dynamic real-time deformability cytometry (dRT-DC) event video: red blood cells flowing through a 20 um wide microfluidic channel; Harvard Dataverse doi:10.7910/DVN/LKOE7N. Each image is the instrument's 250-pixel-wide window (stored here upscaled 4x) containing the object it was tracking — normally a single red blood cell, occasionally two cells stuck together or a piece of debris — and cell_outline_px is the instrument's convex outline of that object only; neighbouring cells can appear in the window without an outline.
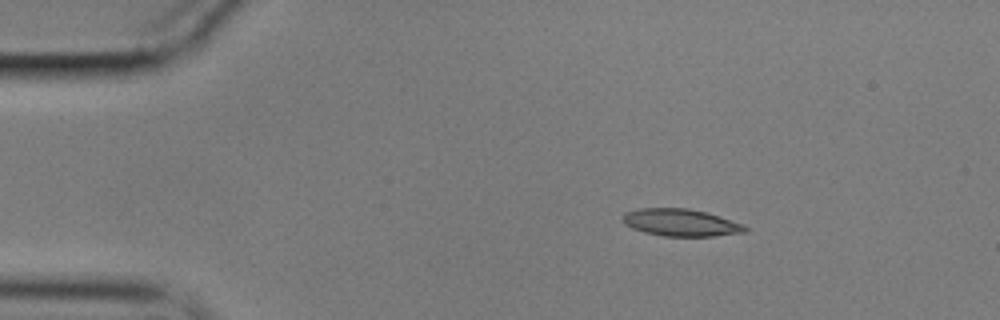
{"species": "common noctule bat (a hibernating species)", "species_latin": "Nyctalus noctula", "temperature_condition": "cold", "stored_images_in_passage": 48, "camera_frame_rate_fps": 3000, "um_per_image_px": 0.085, "animal": {"sex": "male", "body_mass_g": 17.9}, "frame": {"image": 1, "passage_image": 1, "time_ms": 0.0, "image_size_px": [1000, 320], "cell_outline_px": [[748, 232], [712, 236], [664, 236], [644, 232], [632, 228], [624, 224], [620, 220], [620, 216], [624, 212], [640, 208], [688, 208], [708, 212], [744, 224], [748, 228]], "centroid_in_image_um": [57.85, 18.91], "position_along_channel_um": 27.2, "area_um2": 19.77}}
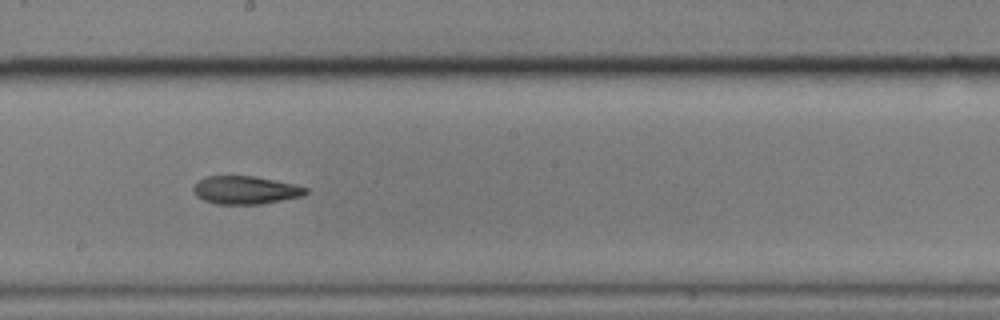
{"frame": {"image": 2, "passage_image": 23, "time_ms": 7.333, "image_size_px": [1000, 320], "cell_outline_px": [[308, 192], [304, 196], [260, 204], [216, 204], [204, 200], [196, 196], [192, 188], [204, 176], [256, 176], [292, 184], [308, 188]], "centroid_in_image_um": [20.86, 16.16], "position_along_channel_um": 227.3, "area_um2": 18.32}}
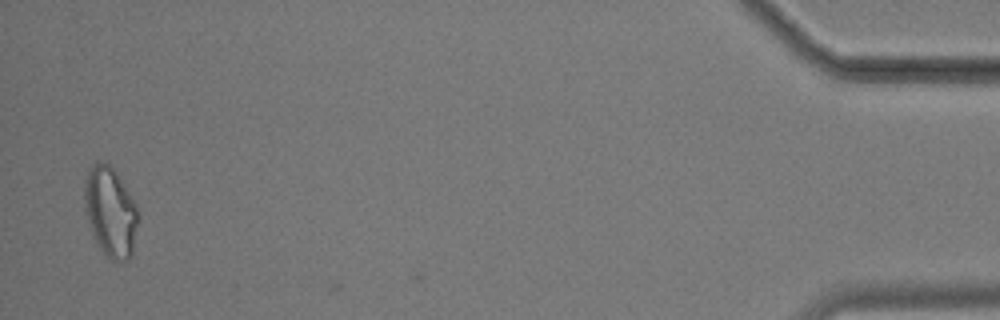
{"frame": {"image": 3, "passage_image": 47, "time_ms": 15.333, "image_size_px": [1000, 320], "cell_outline_px": [[136, 224], [132, 252], [128, 260], [112, 260], [100, 248], [92, 236], [84, 208], [84, 180], [88, 168], [96, 160], [104, 160], [116, 172], [136, 204]], "centroid_in_image_um": [9.32, 17.94], "position_along_channel_um": 425.9, "area_um2": 27.86}, "authors_computed_cell_mechanics": {"area_um2": 19.1607, "velocity_mm_per_s": 3.5396, "shape_relaxation_time_tau1_ms": 11.04, "shape_relaxation_time_tau2_ms": 7.3616, "deformation_change_tau1": 0.2461, "deformation_change_tau2": 0.1722}}